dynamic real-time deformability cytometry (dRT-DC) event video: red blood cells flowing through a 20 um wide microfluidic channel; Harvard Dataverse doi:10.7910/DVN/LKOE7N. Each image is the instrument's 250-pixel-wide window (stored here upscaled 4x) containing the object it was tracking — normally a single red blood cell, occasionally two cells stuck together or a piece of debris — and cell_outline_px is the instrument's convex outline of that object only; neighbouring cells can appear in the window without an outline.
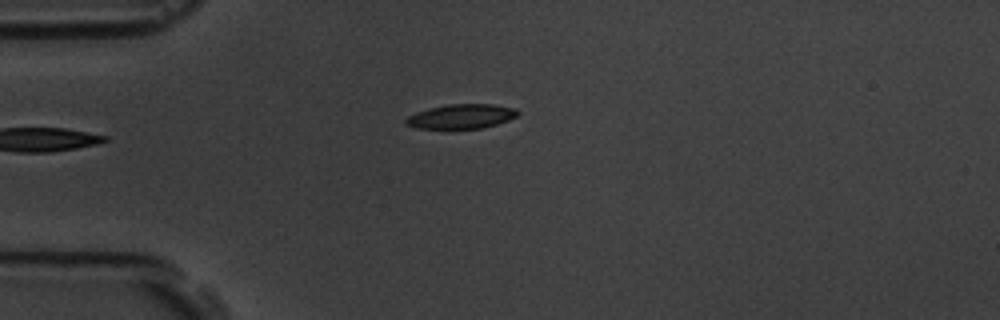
{"species": "common noctule bat (a hibernating species)", "species_latin": "Nyctalus noctula", "temperature_condition": "room temperature", "stored_images_in_passage": 4, "camera_frame_rate_fps": 3000, "um_per_image_px": 0.085, "animal": {"sex": "male", "body_mass_g": 19.5, "forearm_length_mm": 54.6}, "frame": {"image": 1, "passage_image": 4, "time_ms": 4.333, "image_size_px": [1000, 320], "cell_outline_px": [[520, 112], [516, 116], [508, 120], [496, 124], [480, 128], [444, 132], [416, 128], [404, 124], [404, 120], [408, 116], [416, 112], [428, 108], [448, 104], [492, 104], [516, 108]], "centroid_in_image_um": [39.12, 9.94], "position_along_channel_um": 45.9, "area_um2": 16.82}}